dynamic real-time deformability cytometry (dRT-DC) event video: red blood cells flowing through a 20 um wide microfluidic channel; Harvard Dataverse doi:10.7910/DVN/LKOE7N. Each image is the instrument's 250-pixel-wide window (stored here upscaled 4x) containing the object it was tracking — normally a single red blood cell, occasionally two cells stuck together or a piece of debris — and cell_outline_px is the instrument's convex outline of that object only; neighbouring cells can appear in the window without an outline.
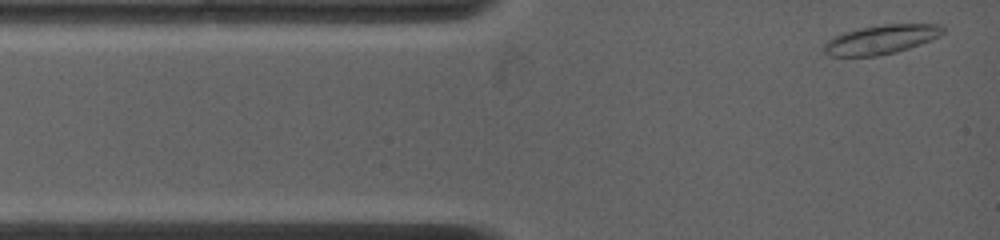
{"species": "common noctule bat (a hibernating species)", "species_latin": "Nyctalus noctula", "temperature_condition": "warm", "stored_images_in_passage": 68, "camera_frame_rate_fps": 4500, "um_per_image_px": 0.085, "animal": {"sex": "female", "body_mass_g": 19.0, "forearm_length_mm": 53.3}, "frame": {"image": 1, "passage_image": 2, "time_ms": 0.222, "image_size_px": [1000, 240], "cell_outline_px": [[944, 32], [940, 36], [932, 40], [896, 52], [876, 56], [828, 56], [824, 52], [824, 44], [832, 36], [844, 32], [860, 28], [884, 24], [940, 24], [944, 28]], "centroid_in_image_um": [74.89, 3.35], "position_along_channel_um": 10.1, "area_um2": 20.23}}
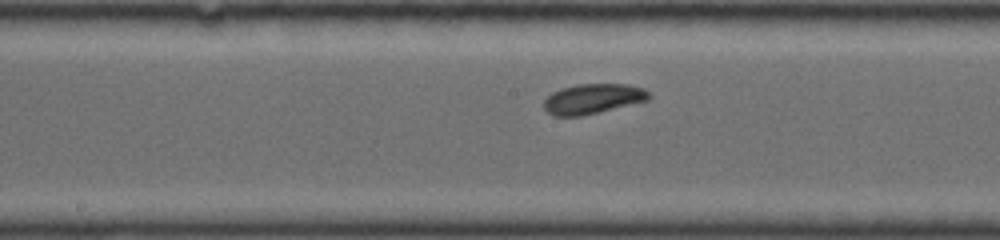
{"frame": {"image": 2, "passage_image": 36, "time_ms": 6.222, "image_size_px": [1000, 240], "cell_outline_px": [[652, 96], [648, 100], [580, 116], [556, 116], [548, 112], [544, 108], [544, 100], [552, 92], [560, 88], [576, 84], [628, 84], [644, 88]], "centroid_in_image_um": [50.39, 8.38], "position_along_channel_um": 197.8, "area_um2": 18.26}}
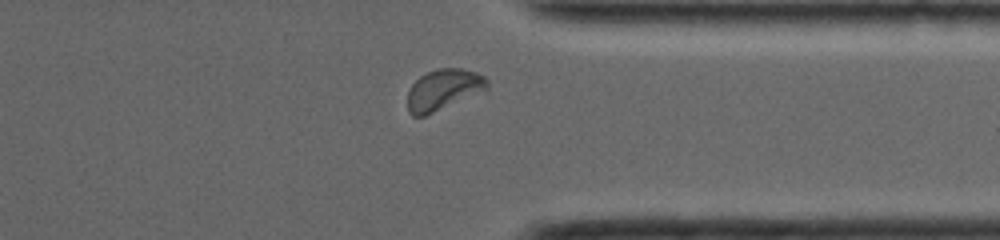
{"frame": {"image": 3, "passage_image": 60, "time_ms": 10.889, "image_size_px": [1000, 240], "cell_outline_px": [[488, 88], [424, 116], [412, 116], [408, 112], [408, 92], [412, 84], [420, 76], [428, 72], [440, 68], [460, 68], [476, 72], [484, 76], [488, 80]], "centroid_in_image_um": [37.67, 7.61], "position_along_channel_um": 373.7, "area_um2": 18.55}, "authors_computed_cell_mechanics": {"area_um2": 18.207, "velocity_mm_per_s": 3.8078, "shape_relaxation_time_tau1_ms": 7.5756, "shape_relaxation_time_tau2_ms": 4.8498, "deformation_change_tau1": 0.2139, "deformation_change_tau2": 0.0787}}